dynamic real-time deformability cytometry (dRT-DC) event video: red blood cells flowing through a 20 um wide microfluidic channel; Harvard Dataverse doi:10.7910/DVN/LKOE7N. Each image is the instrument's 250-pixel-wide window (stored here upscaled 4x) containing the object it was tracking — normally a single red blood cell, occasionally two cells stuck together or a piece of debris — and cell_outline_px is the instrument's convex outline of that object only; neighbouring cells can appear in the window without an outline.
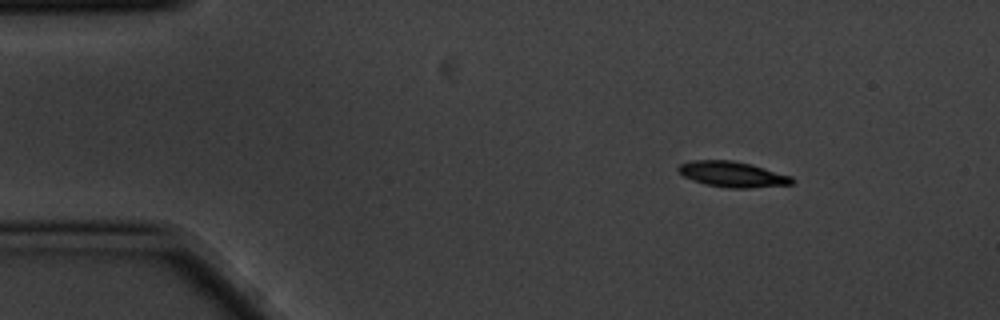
{"species": "common noctule bat (a hibernating species)", "species_latin": "Nyctalus noctula", "temperature_condition": "cold", "stored_images_in_passage": 7, "camera_frame_rate_fps": 3000, "um_per_image_px": 0.085, "animal": {"sex": "male", "body_mass_g": 20.1, "forearm_length_mm": 53.5}, "frame": {"image": 1, "passage_image": 1, "time_ms": 0.0, "image_size_px": [1000, 320], "cell_outline_px": [[796, 180], [792, 184], [752, 188], [728, 188], [704, 184], [684, 176], [676, 168], [680, 164], [692, 160], [732, 160], [752, 164], [792, 176]], "centroid_in_image_um": [62.29, 14.81], "position_along_channel_um": 22.7, "area_um2": 17.05}}
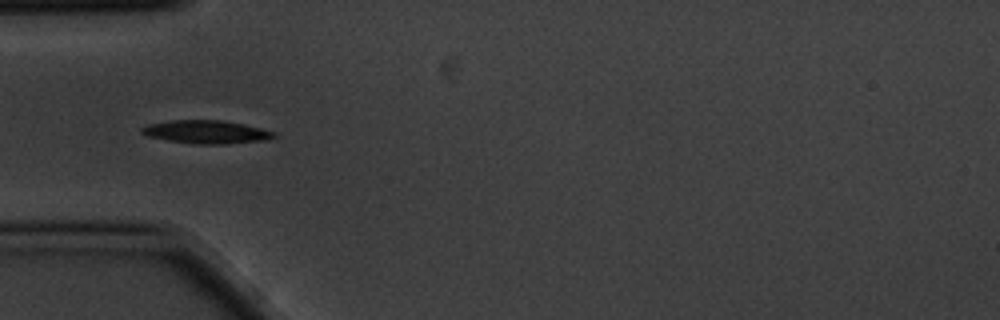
{"frame": {"image": 2, "passage_image": 3, "time_ms": 0.667, "image_size_px": [1000, 320], "cell_outline_px": [[276, 136], [268, 140], [224, 144], [192, 144], [168, 140], [148, 136], [140, 132], [140, 128], [148, 124], [172, 120], [220, 120], [260, 128], [276, 132]], "centroid_in_image_um": [17.52, 11.22], "position_along_channel_um": 67.5, "area_um2": 17.8}}
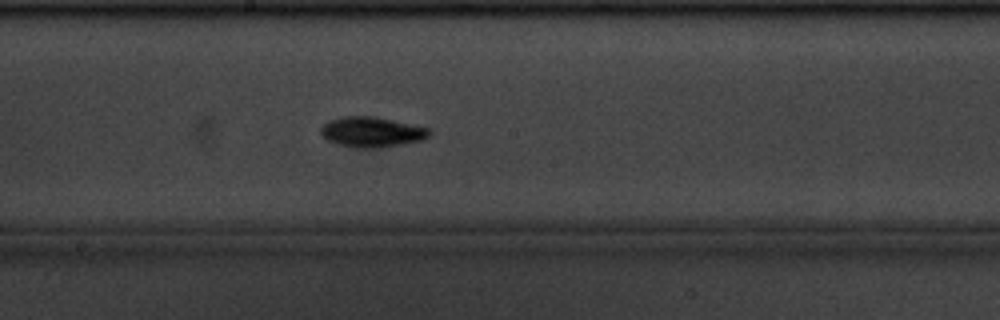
{"frame": {"image": 3, "passage_image": 7, "time_ms": 2.0, "image_size_px": [1000, 320], "cell_outline_px": [[432, 132], [428, 136], [420, 140], [404, 144], [380, 148], [352, 148], [336, 144], [328, 140], [320, 132], [320, 128], [328, 120], [344, 116], [368, 116], [428, 128]], "centroid_in_image_um": [31.54, 11.24], "position_along_channel_um": 216.7, "area_um2": 18.9}}